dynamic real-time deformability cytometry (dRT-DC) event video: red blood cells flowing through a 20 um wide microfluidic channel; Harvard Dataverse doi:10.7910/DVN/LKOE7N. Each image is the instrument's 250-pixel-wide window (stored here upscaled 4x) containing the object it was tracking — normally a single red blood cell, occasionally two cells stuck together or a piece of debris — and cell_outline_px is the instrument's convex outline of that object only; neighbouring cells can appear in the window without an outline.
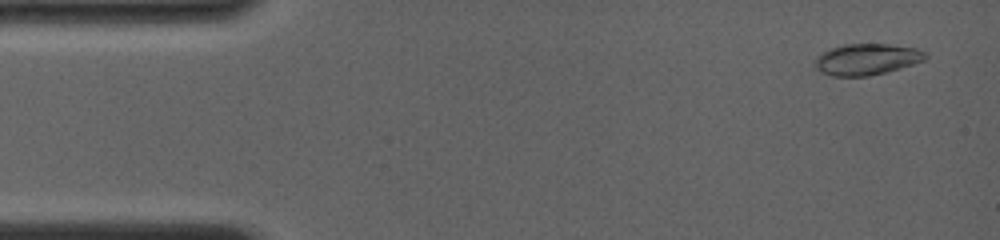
{"species": "common noctule bat (a hibernating species)", "species_latin": "Nyctalus noctula", "temperature_condition": "room temperature", "stored_images_in_passage": 9, "camera_frame_rate_fps": 4000, "um_per_image_px": 0.085, "animal": {"sex": "female", "body_mass_g": 19.0, "forearm_length_mm": 56.7}, "frame": {"image": 1, "passage_image": 2, "time_ms": 0.5, "image_size_px": [1000, 240], "cell_outline_px": [[928, 56], [924, 60], [912, 64], [884, 72], [864, 76], [832, 76], [820, 72], [816, 68], [816, 56], [832, 48], [844, 44], [888, 44], [916, 48], [924, 52]], "centroid_in_image_um": [73.65, 5.03], "position_along_channel_um": 11.3, "area_um2": 19.77}}
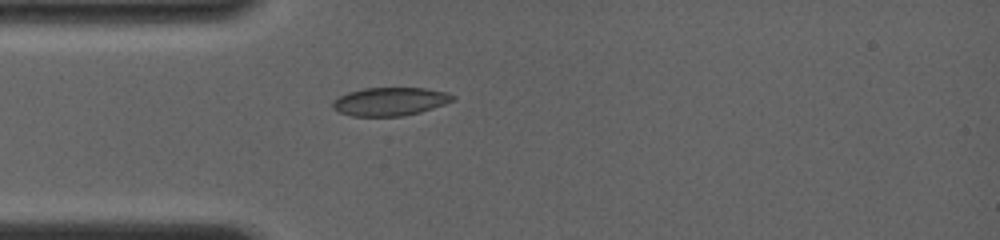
{"frame": {"image": 2, "passage_image": 7, "time_ms": 4.0, "image_size_px": [1000, 240], "cell_outline_px": [[456, 100], [420, 112], [400, 116], [352, 116], [340, 112], [332, 108], [332, 100], [348, 92], [364, 88], [424, 88], [448, 92], [456, 96]], "centroid_in_image_um": [33.16, 8.62], "position_along_channel_um": 51.8, "area_um2": 19.83}}
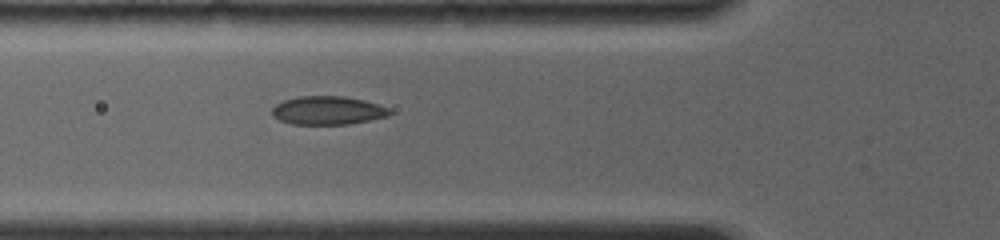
{"frame": {"image": 3, "passage_image": 9, "time_ms": 5.25, "image_size_px": [1000, 240], "cell_outline_px": [[392, 112], [388, 116], [348, 124], [292, 124], [280, 120], [272, 116], [272, 108], [276, 104], [284, 100], [296, 96], [344, 96], [364, 100], [380, 104], [388, 108]], "centroid_in_image_um": [27.85, 9.38], "position_along_channel_um": 97.9, "area_um2": 19.54}}